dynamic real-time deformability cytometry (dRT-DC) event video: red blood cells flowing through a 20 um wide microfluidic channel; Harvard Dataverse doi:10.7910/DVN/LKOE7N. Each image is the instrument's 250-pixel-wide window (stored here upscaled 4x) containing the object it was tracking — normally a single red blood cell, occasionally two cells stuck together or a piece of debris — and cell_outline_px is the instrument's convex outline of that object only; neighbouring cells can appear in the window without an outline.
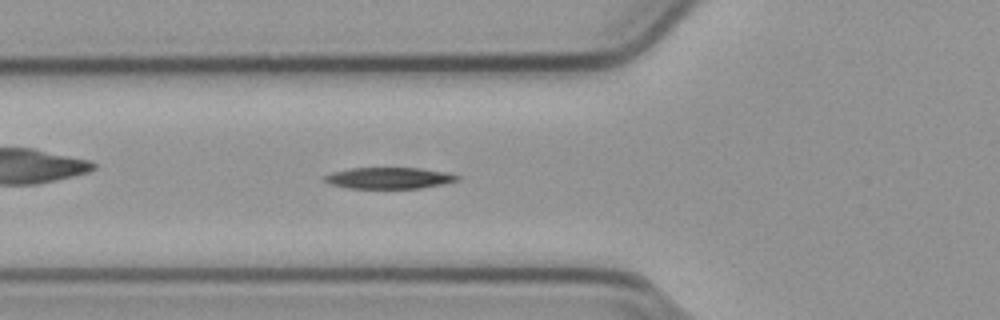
{"species": "common noctule bat (a hibernating species)", "species_latin": "Nyctalus noctula", "temperature_condition": "cold", "stored_images_in_passage": 55, "camera_frame_rate_fps": 3000, "um_per_image_px": 0.085, "animal": {"sex": "male", "body_mass_g": 23.1, "forearm_length_mm": 52.7}, "frame": {"image": 1, "passage_image": 19, "time_ms": 6.0, "image_size_px": [1000, 320], "cell_outline_px": [[460, 180], [444, 184], [420, 188], [348, 188], [332, 184], [324, 180], [324, 176], [332, 172], [352, 168], [420, 168], [448, 172], [460, 176]], "centroid_in_image_um": [33.13, 15.13], "position_along_channel_um": 92.7, "area_um2": 16.47}}
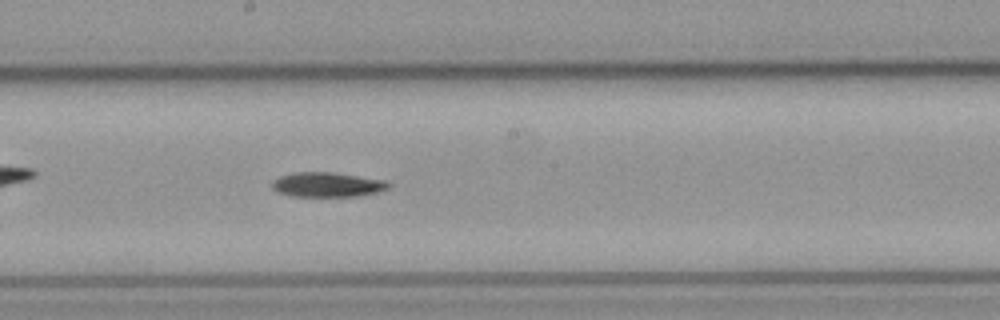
{"frame": {"image": 2, "passage_image": 29, "time_ms": 9.333, "image_size_px": [1000, 320], "cell_outline_px": [[392, 184], [388, 188], [376, 192], [360, 196], [292, 196], [280, 192], [272, 188], [272, 184], [280, 176], [296, 172], [332, 172], [388, 180]], "centroid_in_image_um": [27.89, 15.69], "position_along_channel_um": 220.3, "area_um2": 16.65}}
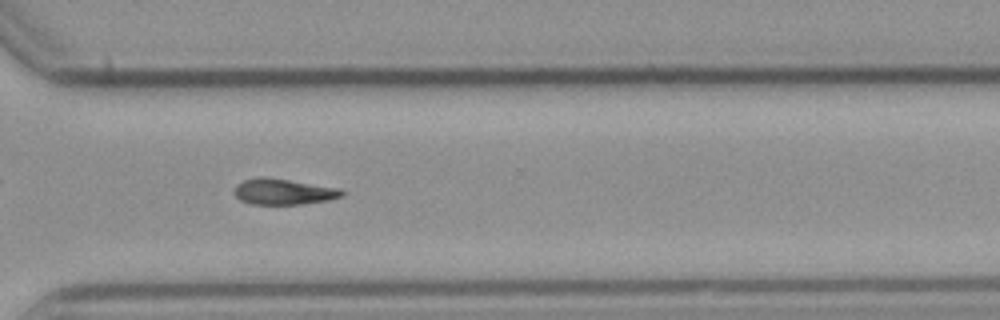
{"frame": {"image": 3, "passage_image": 39, "time_ms": 12.667, "image_size_px": [1000, 320], "cell_outline_px": [[348, 192], [344, 196], [328, 200], [300, 204], [252, 204], [240, 200], [236, 196], [236, 184], [244, 180], [260, 176], [344, 188]], "centroid_in_image_um": [24.19, 16.29], "position_along_channel_um": 346.4, "area_um2": 16.3}, "authors_computed_cell_mechanics": {"area_um2": 16.6464, "velocity_mm_per_s": 3.7984, "shape_relaxation_time_tau1_ms": 2.8081, "shape_relaxation_time_tau2_ms": null, "deformation_change_tau1": 0.1243, "deformation_change_tau2": null}}